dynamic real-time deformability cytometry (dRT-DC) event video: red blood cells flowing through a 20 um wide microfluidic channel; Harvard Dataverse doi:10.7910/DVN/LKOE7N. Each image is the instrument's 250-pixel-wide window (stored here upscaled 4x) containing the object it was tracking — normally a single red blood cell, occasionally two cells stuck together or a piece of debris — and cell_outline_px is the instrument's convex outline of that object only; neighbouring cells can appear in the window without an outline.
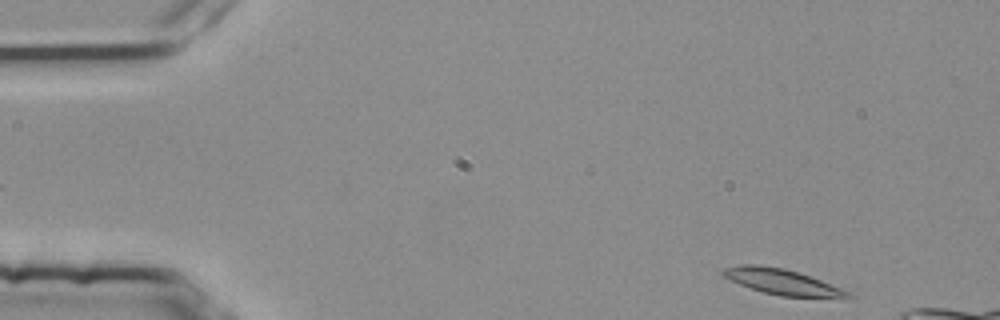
{"species": "common noctule bat (a hibernating species)", "species_latin": "Nyctalus noctula", "temperature_condition": "room temperature", "stored_images_in_passage": 3, "camera_frame_rate_fps": 3000, "um_per_image_px": 0.085, "animal": {"sex": "female", "body_mass_g": 25.1}, "frame": {"image": 1, "passage_image": 3, "time_ms": 0.667, "image_size_px": [1000, 320], "cell_outline_px": [[852, 296], [780, 296], [764, 292], [740, 284], [724, 276], [720, 272], [724, 268], [740, 264], [756, 264], [784, 268], [820, 280], [840, 288], [848, 292]], "centroid_in_image_um": [66.34, 23.91], "position_along_channel_um": 18.7, "area_um2": 17.74}}